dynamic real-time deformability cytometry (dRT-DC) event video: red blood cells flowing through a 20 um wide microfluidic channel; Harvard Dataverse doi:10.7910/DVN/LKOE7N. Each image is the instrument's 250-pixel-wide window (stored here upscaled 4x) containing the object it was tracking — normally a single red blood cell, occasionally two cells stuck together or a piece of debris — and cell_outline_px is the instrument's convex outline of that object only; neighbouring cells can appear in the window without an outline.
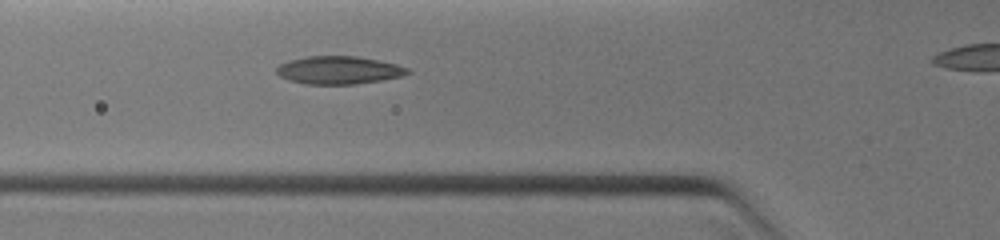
{"species": "common noctule bat (a hibernating species)", "species_latin": "Nyctalus noctula", "temperature_condition": "warm", "stored_images_in_passage": 40, "camera_frame_rate_fps": 3000, "um_per_image_px": 0.085, "animal": {"sex": "female", "body_mass_g": 19.0, "forearm_length_mm": 51.5}, "frame": {"image": 1, "passage_image": 16, "time_ms": 3.0, "image_size_px": [1000, 240], "cell_outline_px": [[412, 72], [404, 76], [356, 84], [308, 84], [288, 80], [280, 76], [276, 72], [276, 68], [280, 64], [288, 60], [304, 56], [356, 56], [380, 60], [396, 64], [408, 68]], "centroid_in_image_um": [28.8, 5.95], "position_along_channel_um": 97.0, "area_um2": 21.44}}
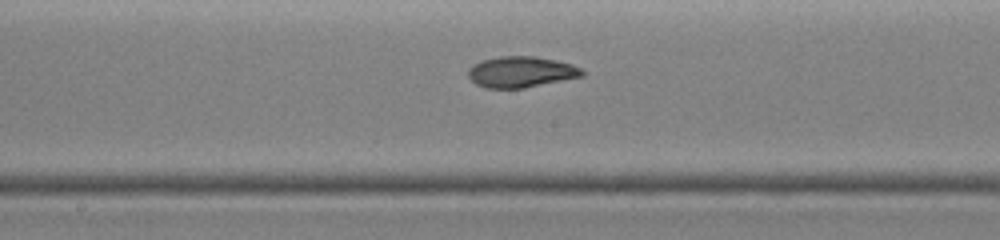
{"frame": {"image": 2, "passage_image": 24, "time_ms": 5.0, "image_size_px": [1000, 240], "cell_outline_px": [[588, 72], [584, 76], [524, 88], [484, 88], [476, 84], [468, 76], [468, 68], [472, 64], [480, 60], [500, 56], [536, 56], [556, 60], [572, 64]], "centroid_in_image_um": [44.3, 6.11], "position_along_channel_um": 203.9, "area_um2": 20.87}}
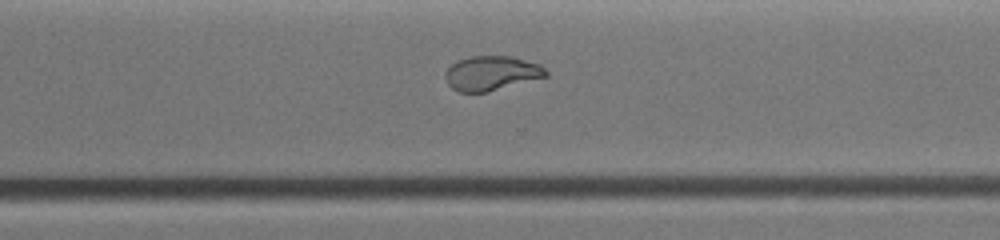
{"frame": {"image": 3, "passage_image": 38, "time_ms": 7.333, "image_size_px": [1000, 240], "cell_outline_px": [[548, 76], [488, 92], [460, 92], [452, 88], [448, 84], [444, 76], [444, 72], [456, 60], [472, 56], [512, 56], [540, 64], [548, 72]], "centroid_in_image_um": [41.77, 6.22], "position_along_channel_um": 328.8, "area_um2": 20.35}}